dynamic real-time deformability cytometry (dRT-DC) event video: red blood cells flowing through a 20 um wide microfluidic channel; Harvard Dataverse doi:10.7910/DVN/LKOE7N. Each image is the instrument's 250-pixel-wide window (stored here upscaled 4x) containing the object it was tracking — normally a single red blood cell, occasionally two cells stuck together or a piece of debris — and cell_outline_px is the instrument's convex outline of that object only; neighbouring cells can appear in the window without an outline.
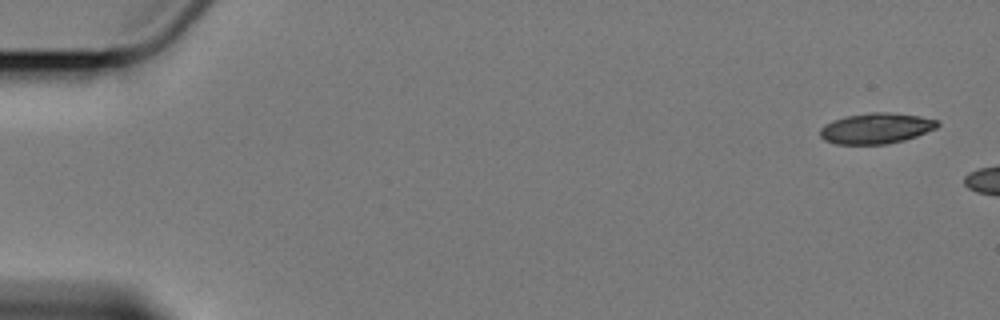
{"species": "Egyptian fruit bat (a non-hibernating species)", "species_latin": "Rousettus aegyptiacus", "temperature_condition": "cold", "stored_images_in_passage": 3, "camera_frame_rate_fps": 3000, "um_per_image_px": 0.085, "animal": {"sex": "female"}, "frame": {"image": 1, "passage_image": 1, "time_ms": 0.0, "image_size_px": [1000, 320], "cell_outline_px": [[940, 124], [936, 128], [916, 136], [904, 140], [888, 144], [836, 144], [824, 140], [820, 136], [820, 128], [824, 124], [832, 120], [844, 116], [872, 112], [888, 112], [920, 116], [940, 120]], "centroid_in_image_um": [74.46, 10.9], "position_along_channel_um": 10.5, "area_um2": 21.15}}